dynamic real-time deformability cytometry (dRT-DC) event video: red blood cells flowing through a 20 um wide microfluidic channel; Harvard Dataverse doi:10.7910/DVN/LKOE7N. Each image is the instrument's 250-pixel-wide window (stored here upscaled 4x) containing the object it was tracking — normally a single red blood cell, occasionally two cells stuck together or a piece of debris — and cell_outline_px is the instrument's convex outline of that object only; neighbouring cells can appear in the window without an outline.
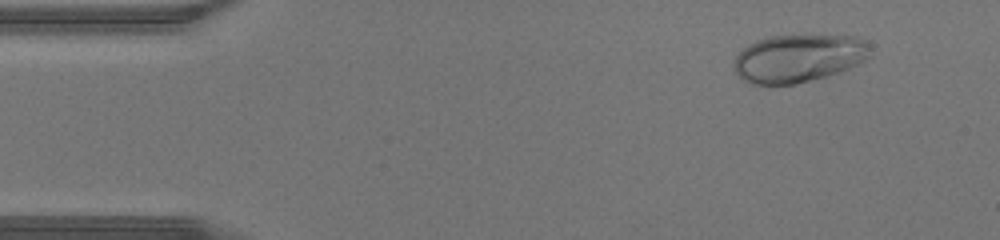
{"species": "human", "species_latin": "Homo sapiens", "temperature_condition": "warm", "stored_images_in_passage": 41, "camera_frame_rate_fps": 3000, "um_per_image_px": 0.085, "donor": {"sex": "male"}, "frame": {"image": 1, "passage_image": 1, "time_ms": 0.0, "image_size_px": [1000, 240], "cell_outline_px": [[868, 56], [864, 60], [848, 68], [828, 76], [796, 84], [748, 84], [736, 72], [732, 64], [732, 60], [748, 44], [756, 40], [772, 36], [856, 36], [864, 40], [868, 44]], "centroid_in_image_um": [67.82, 4.96], "position_along_channel_um": 17.2, "area_um2": 37.74}}
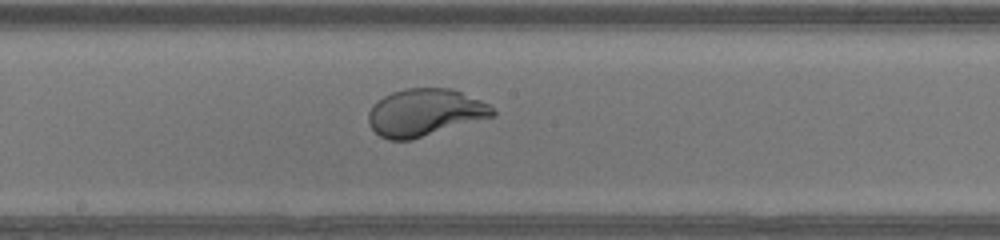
{"frame": {"image": 2, "passage_image": 20, "time_ms": 6.333, "image_size_px": [1000, 240], "cell_outline_px": [[496, 116], [412, 140], [388, 140], [380, 136], [368, 124], [368, 112], [384, 96], [392, 92], [408, 88], [452, 88], [480, 100], [488, 104], [496, 112]], "centroid_in_image_um": [36.14, 9.58], "position_along_channel_um": 212.1, "area_um2": 34.22}}
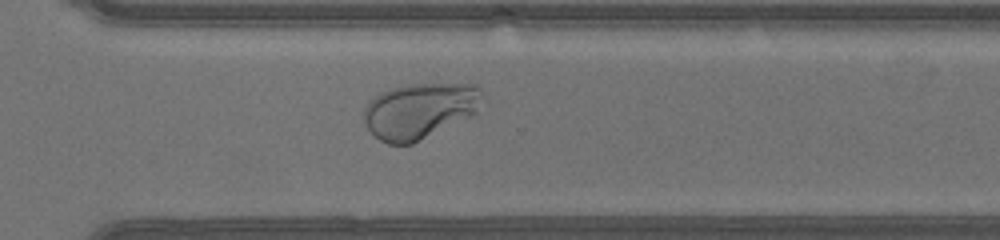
{"frame": {"image": 3, "passage_image": 28, "time_ms": 9.0, "image_size_px": [1000, 240], "cell_outline_px": [[484, 96], [476, 112], [472, 116], [412, 144], [388, 144], [380, 140], [368, 128], [364, 120], [364, 108], [368, 100], [380, 92], [388, 88], [408, 84], [476, 84], [484, 92]], "centroid_in_image_um": [35.68, 9.39], "position_along_channel_um": 334.9, "area_um2": 38.73}}